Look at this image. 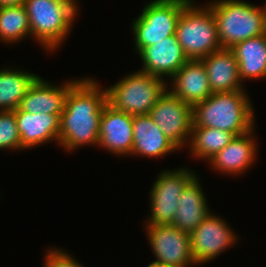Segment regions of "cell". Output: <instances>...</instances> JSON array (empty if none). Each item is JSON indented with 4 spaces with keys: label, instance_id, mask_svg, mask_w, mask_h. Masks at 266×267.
Returning a JSON list of instances; mask_svg holds the SVG:
<instances>
[{
    "label": "cell",
    "instance_id": "cell-29",
    "mask_svg": "<svg viewBox=\"0 0 266 267\" xmlns=\"http://www.w3.org/2000/svg\"><path fill=\"white\" fill-rule=\"evenodd\" d=\"M265 5H264V10H265V13H266V0H265V3H264Z\"/></svg>",
    "mask_w": 266,
    "mask_h": 267
},
{
    "label": "cell",
    "instance_id": "cell-24",
    "mask_svg": "<svg viewBox=\"0 0 266 267\" xmlns=\"http://www.w3.org/2000/svg\"><path fill=\"white\" fill-rule=\"evenodd\" d=\"M27 36L31 37V30L24 5L0 8V41L15 44Z\"/></svg>",
    "mask_w": 266,
    "mask_h": 267
},
{
    "label": "cell",
    "instance_id": "cell-25",
    "mask_svg": "<svg viewBox=\"0 0 266 267\" xmlns=\"http://www.w3.org/2000/svg\"><path fill=\"white\" fill-rule=\"evenodd\" d=\"M24 150L14 111H0V150Z\"/></svg>",
    "mask_w": 266,
    "mask_h": 267
},
{
    "label": "cell",
    "instance_id": "cell-2",
    "mask_svg": "<svg viewBox=\"0 0 266 267\" xmlns=\"http://www.w3.org/2000/svg\"><path fill=\"white\" fill-rule=\"evenodd\" d=\"M245 90L212 93L193 106V126L224 130L236 136L255 128V112Z\"/></svg>",
    "mask_w": 266,
    "mask_h": 267
},
{
    "label": "cell",
    "instance_id": "cell-27",
    "mask_svg": "<svg viewBox=\"0 0 266 267\" xmlns=\"http://www.w3.org/2000/svg\"><path fill=\"white\" fill-rule=\"evenodd\" d=\"M25 0H0V8L23 5Z\"/></svg>",
    "mask_w": 266,
    "mask_h": 267
},
{
    "label": "cell",
    "instance_id": "cell-10",
    "mask_svg": "<svg viewBox=\"0 0 266 267\" xmlns=\"http://www.w3.org/2000/svg\"><path fill=\"white\" fill-rule=\"evenodd\" d=\"M147 240L156 260L151 262L169 267L195 265L191 252L190 234L172 224L145 226Z\"/></svg>",
    "mask_w": 266,
    "mask_h": 267
},
{
    "label": "cell",
    "instance_id": "cell-1",
    "mask_svg": "<svg viewBox=\"0 0 266 267\" xmlns=\"http://www.w3.org/2000/svg\"><path fill=\"white\" fill-rule=\"evenodd\" d=\"M96 79L80 78L68 91L60 115L58 144L69 152L98 146L100 119L107 104L106 90Z\"/></svg>",
    "mask_w": 266,
    "mask_h": 267
},
{
    "label": "cell",
    "instance_id": "cell-17",
    "mask_svg": "<svg viewBox=\"0 0 266 267\" xmlns=\"http://www.w3.org/2000/svg\"><path fill=\"white\" fill-rule=\"evenodd\" d=\"M180 150L156 125L149 114L133 115L131 155L150 158L166 156Z\"/></svg>",
    "mask_w": 266,
    "mask_h": 267
},
{
    "label": "cell",
    "instance_id": "cell-8",
    "mask_svg": "<svg viewBox=\"0 0 266 267\" xmlns=\"http://www.w3.org/2000/svg\"><path fill=\"white\" fill-rule=\"evenodd\" d=\"M195 176V171L186 167L161 171L149 191L151 215L145 226L172 224L180 194Z\"/></svg>",
    "mask_w": 266,
    "mask_h": 267
},
{
    "label": "cell",
    "instance_id": "cell-6",
    "mask_svg": "<svg viewBox=\"0 0 266 267\" xmlns=\"http://www.w3.org/2000/svg\"><path fill=\"white\" fill-rule=\"evenodd\" d=\"M167 82L140 70L134 71L118 83L105 88L107 104L130 115L149 114L155 103L170 88Z\"/></svg>",
    "mask_w": 266,
    "mask_h": 267
},
{
    "label": "cell",
    "instance_id": "cell-4",
    "mask_svg": "<svg viewBox=\"0 0 266 267\" xmlns=\"http://www.w3.org/2000/svg\"><path fill=\"white\" fill-rule=\"evenodd\" d=\"M207 5L212 10L222 48L266 33L264 8L242 0H214Z\"/></svg>",
    "mask_w": 266,
    "mask_h": 267
},
{
    "label": "cell",
    "instance_id": "cell-3",
    "mask_svg": "<svg viewBox=\"0 0 266 267\" xmlns=\"http://www.w3.org/2000/svg\"><path fill=\"white\" fill-rule=\"evenodd\" d=\"M79 2L61 0H25L24 7L29 17L31 37L46 51L52 53L71 32L79 14Z\"/></svg>",
    "mask_w": 266,
    "mask_h": 267
},
{
    "label": "cell",
    "instance_id": "cell-28",
    "mask_svg": "<svg viewBox=\"0 0 266 267\" xmlns=\"http://www.w3.org/2000/svg\"><path fill=\"white\" fill-rule=\"evenodd\" d=\"M147 267H169V266H164V265L150 263V264H148Z\"/></svg>",
    "mask_w": 266,
    "mask_h": 267
},
{
    "label": "cell",
    "instance_id": "cell-22",
    "mask_svg": "<svg viewBox=\"0 0 266 267\" xmlns=\"http://www.w3.org/2000/svg\"><path fill=\"white\" fill-rule=\"evenodd\" d=\"M39 76L32 72L14 69L0 70V111H14Z\"/></svg>",
    "mask_w": 266,
    "mask_h": 267
},
{
    "label": "cell",
    "instance_id": "cell-19",
    "mask_svg": "<svg viewBox=\"0 0 266 267\" xmlns=\"http://www.w3.org/2000/svg\"><path fill=\"white\" fill-rule=\"evenodd\" d=\"M201 61L206 68L212 93L244 90L239 64L231 49L221 48Z\"/></svg>",
    "mask_w": 266,
    "mask_h": 267
},
{
    "label": "cell",
    "instance_id": "cell-14",
    "mask_svg": "<svg viewBox=\"0 0 266 267\" xmlns=\"http://www.w3.org/2000/svg\"><path fill=\"white\" fill-rule=\"evenodd\" d=\"M254 128L235 138L222 150L217 152L209 161L212 169L219 173L233 176L241 175L252 167L257 156Z\"/></svg>",
    "mask_w": 266,
    "mask_h": 267
},
{
    "label": "cell",
    "instance_id": "cell-7",
    "mask_svg": "<svg viewBox=\"0 0 266 267\" xmlns=\"http://www.w3.org/2000/svg\"><path fill=\"white\" fill-rule=\"evenodd\" d=\"M191 0H151L132 22L135 51L154 45L175 35L177 23L184 7Z\"/></svg>",
    "mask_w": 266,
    "mask_h": 267
},
{
    "label": "cell",
    "instance_id": "cell-15",
    "mask_svg": "<svg viewBox=\"0 0 266 267\" xmlns=\"http://www.w3.org/2000/svg\"><path fill=\"white\" fill-rule=\"evenodd\" d=\"M78 80H69L56 86L39 76L22 98L19 108L31 114L61 115L67 93Z\"/></svg>",
    "mask_w": 266,
    "mask_h": 267
},
{
    "label": "cell",
    "instance_id": "cell-16",
    "mask_svg": "<svg viewBox=\"0 0 266 267\" xmlns=\"http://www.w3.org/2000/svg\"><path fill=\"white\" fill-rule=\"evenodd\" d=\"M170 79L172 88L168 90L192 107L212 94L201 60H188Z\"/></svg>",
    "mask_w": 266,
    "mask_h": 267
},
{
    "label": "cell",
    "instance_id": "cell-18",
    "mask_svg": "<svg viewBox=\"0 0 266 267\" xmlns=\"http://www.w3.org/2000/svg\"><path fill=\"white\" fill-rule=\"evenodd\" d=\"M24 149L34 148L49 141H56L60 130V115L37 113L31 114L20 108L14 110Z\"/></svg>",
    "mask_w": 266,
    "mask_h": 267
},
{
    "label": "cell",
    "instance_id": "cell-13",
    "mask_svg": "<svg viewBox=\"0 0 266 267\" xmlns=\"http://www.w3.org/2000/svg\"><path fill=\"white\" fill-rule=\"evenodd\" d=\"M138 55L143 62L140 71L162 79L171 78L189 60L176 35L143 48Z\"/></svg>",
    "mask_w": 266,
    "mask_h": 267
},
{
    "label": "cell",
    "instance_id": "cell-11",
    "mask_svg": "<svg viewBox=\"0 0 266 267\" xmlns=\"http://www.w3.org/2000/svg\"><path fill=\"white\" fill-rule=\"evenodd\" d=\"M234 233L223 218L209 213L190 234L196 266L214 260L221 252L235 245L238 236Z\"/></svg>",
    "mask_w": 266,
    "mask_h": 267
},
{
    "label": "cell",
    "instance_id": "cell-23",
    "mask_svg": "<svg viewBox=\"0 0 266 267\" xmlns=\"http://www.w3.org/2000/svg\"><path fill=\"white\" fill-rule=\"evenodd\" d=\"M235 134L210 127L193 126L188 145L189 153L197 160L209 161L234 138Z\"/></svg>",
    "mask_w": 266,
    "mask_h": 267
},
{
    "label": "cell",
    "instance_id": "cell-30",
    "mask_svg": "<svg viewBox=\"0 0 266 267\" xmlns=\"http://www.w3.org/2000/svg\"><path fill=\"white\" fill-rule=\"evenodd\" d=\"M61 1H77V0H61Z\"/></svg>",
    "mask_w": 266,
    "mask_h": 267
},
{
    "label": "cell",
    "instance_id": "cell-21",
    "mask_svg": "<svg viewBox=\"0 0 266 267\" xmlns=\"http://www.w3.org/2000/svg\"><path fill=\"white\" fill-rule=\"evenodd\" d=\"M239 64L241 81L266 78V33L230 48Z\"/></svg>",
    "mask_w": 266,
    "mask_h": 267
},
{
    "label": "cell",
    "instance_id": "cell-12",
    "mask_svg": "<svg viewBox=\"0 0 266 267\" xmlns=\"http://www.w3.org/2000/svg\"><path fill=\"white\" fill-rule=\"evenodd\" d=\"M98 146L117 156L131 155L133 115L106 104L100 119Z\"/></svg>",
    "mask_w": 266,
    "mask_h": 267
},
{
    "label": "cell",
    "instance_id": "cell-26",
    "mask_svg": "<svg viewBox=\"0 0 266 267\" xmlns=\"http://www.w3.org/2000/svg\"><path fill=\"white\" fill-rule=\"evenodd\" d=\"M43 267H83L76 258L64 250L53 248L46 250Z\"/></svg>",
    "mask_w": 266,
    "mask_h": 267
},
{
    "label": "cell",
    "instance_id": "cell-5",
    "mask_svg": "<svg viewBox=\"0 0 266 267\" xmlns=\"http://www.w3.org/2000/svg\"><path fill=\"white\" fill-rule=\"evenodd\" d=\"M175 35L189 60H201L222 48L212 10L193 0L182 10Z\"/></svg>",
    "mask_w": 266,
    "mask_h": 267
},
{
    "label": "cell",
    "instance_id": "cell-9",
    "mask_svg": "<svg viewBox=\"0 0 266 267\" xmlns=\"http://www.w3.org/2000/svg\"><path fill=\"white\" fill-rule=\"evenodd\" d=\"M152 120L179 149L189 145L193 127V107L168 89L152 107Z\"/></svg>",
    "mask_w": 266,
    "mask_h": 267
},
{
    "label": "cell",
    "instance_id": "cell-20",
    "mask_svg": "<svg viewBox=\"0 0 266 267\" xmlns=\"http://www.w3.org/2000/svg\"><path fill=\"white\" fill-rule=\"evenodd\" d=\"M199 178L196 175L183 189L172 223L176 228L188 234H191L211 212Z\"/></svg>",
    "mask_w": 266,
    "mask_h": 267
}]
</instances>
